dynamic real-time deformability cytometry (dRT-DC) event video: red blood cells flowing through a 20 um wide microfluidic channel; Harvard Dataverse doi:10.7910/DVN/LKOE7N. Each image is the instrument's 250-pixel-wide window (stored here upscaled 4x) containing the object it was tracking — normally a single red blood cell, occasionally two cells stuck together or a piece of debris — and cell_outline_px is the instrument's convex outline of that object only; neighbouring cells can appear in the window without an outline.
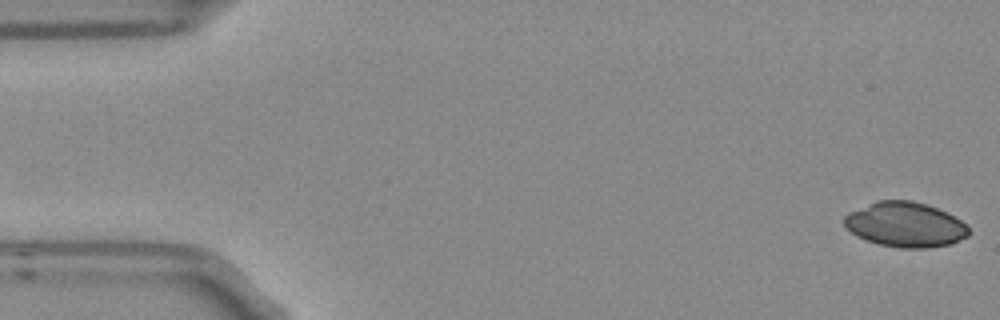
{"species": "Egyptian fruit bat (a non-hibernating species)", "species_latin": "Rousettus aegyptiacus", "temperature_condition": "room temperature", "stored_images_in_passage": 4, "camera_frame_rate_fps": 3000, "um_per_image_px": 0.085, "frame": {"image": 1, "passage_image": 1, "time_ms": 0.0, "image_size_px": [1000, 320], "cell_outline_px": [[968, 236], [952, 244], [928, 248], [900, 248], [880, 244], [856, 236], [844, 224], [844, 216], [848, 212], [876, 200], [912, 200], [928, 204], [960, 220], [968, 228]], "centroid_in_image_um": [76.93, 19.09], "position_along_channel_um": 8.1, "area_um2": 32.48}}